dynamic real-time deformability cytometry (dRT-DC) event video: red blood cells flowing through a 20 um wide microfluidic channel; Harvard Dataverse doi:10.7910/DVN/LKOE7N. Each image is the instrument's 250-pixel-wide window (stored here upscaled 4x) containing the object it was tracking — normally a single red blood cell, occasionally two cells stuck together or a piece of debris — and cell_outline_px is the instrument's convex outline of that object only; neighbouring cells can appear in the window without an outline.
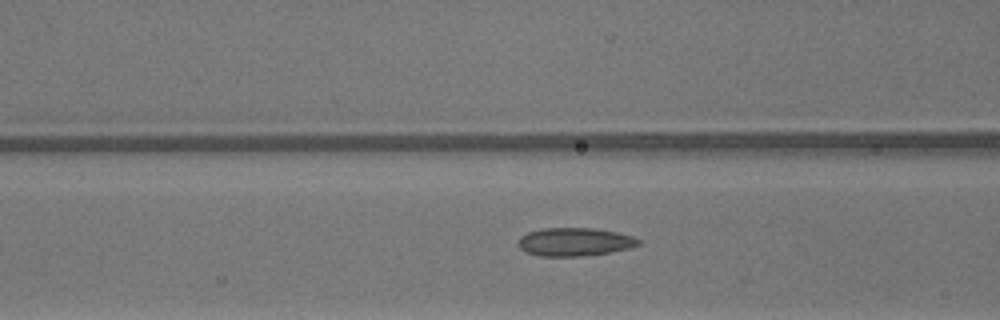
{"species": "common noctule bat (a hibernating species)", "species_latin": "Nyctalus noctula", "temperature_condition": "warm", "stored_images_in_passage": 50, "camera_frame_rate_fps": 3000, "um_per_image_px": 0.085, "animal": {"sex": "male", "body_mass_g": 13.3}, "frame": {"image": 1, "passage_image": 21, "time_ms": 6.667, "image_size_px": [1000, 320], "cell_outline_px": [[640, 244], [628, 248], [608, 252], [580, 256], [540, 256], [528, 252], [520, 248], [516, 244], [516, 240], [520, 236], [528, 232], [540, 228], [596, 228], [616, 232], [632, 236], [640, 240]], "centroid_in_image_um": [48.79, 20.54], "position_along_channel_um": 117.8, "area_um2": 19.77}}
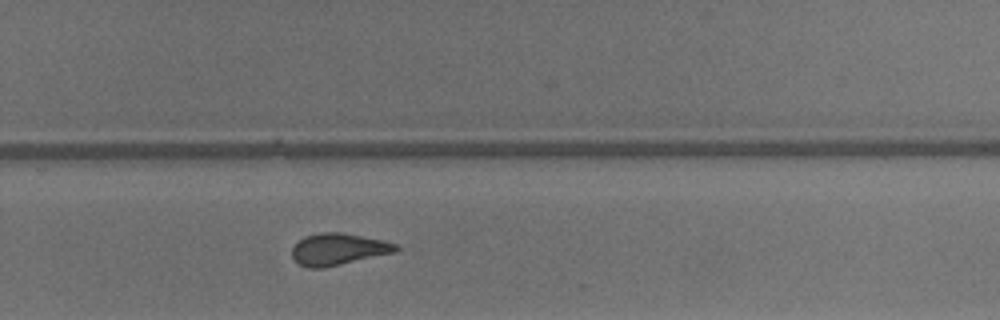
{"frame": {"image": 2, "passage_image": 34, "time_ms": 11.0, "image_size_px": [1000, 320], "cell_outline_px": [[400, 248], [396, 252], [324, 268], [308, 268], [300, 264], [292, 256], [292, 248], [304, 236], [320, 232], [340, 232], [384, 240], [400, 244]], "centroid_in_image_um": [28.8, 21.18], "position_along_channel_um": 301.0, "area_um2": 19.31}}
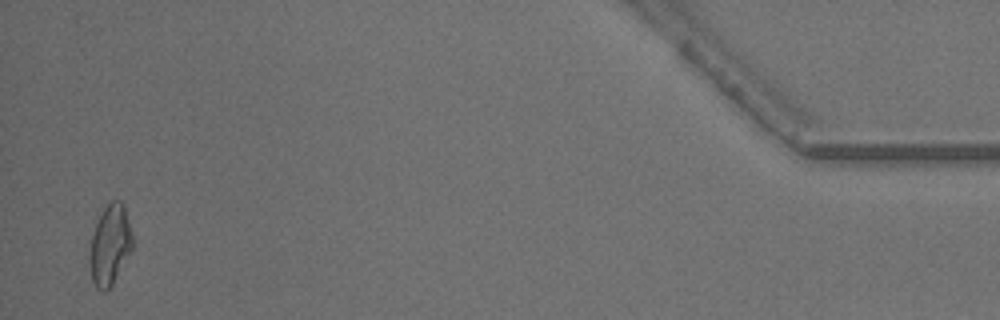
{"frame": {"image": 3, "passage_image": 49, "time_ms": 16.0, "image_size_px": [1000, 320], "cell_outline_px": [[132, 248], [112, 284], [104, 292], [100, 292], [96, 288], [92, 280], [88, 260], [92, 236], [96, 224], [104, 208], [112, 200], [120, 200], [124, 204], [132, 232]], "centroid_in_image_um": [9.33, 20.82], "position_along_channel_um": 425.9, "area_um2": 19.83}, "authors_computed_cell_mechanics": {"area_um2": 19.8543, "velocity_mm_per_s": 4.2384, "shape_relaxation_time_tau1_ms": null, "shape_relaxation_time_tau2_ms": 2.1874, "deformation_change_tau1": null, "deformation_change_tau2": 0.0933}}